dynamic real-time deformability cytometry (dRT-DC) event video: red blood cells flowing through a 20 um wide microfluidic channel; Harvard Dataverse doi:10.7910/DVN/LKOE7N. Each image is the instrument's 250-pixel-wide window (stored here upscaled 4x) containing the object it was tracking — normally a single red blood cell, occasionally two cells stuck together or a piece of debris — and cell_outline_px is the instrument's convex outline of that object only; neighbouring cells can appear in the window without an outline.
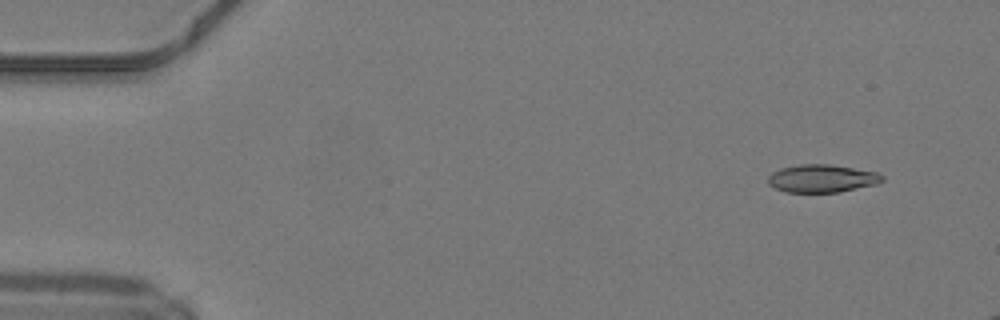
{"species": "common noctule bat (a hibernating species)", "species_latin": "Nyctalus noctula", "temperature_condition": "warm", "stored_images_in_passage": 11, "camera_frame_rate_fps": 3000, "um_per_image_px": 0.085, "animal": {"sex": "male", "body_mass_g": 19.2, "forearm_length_mm": 51.8}, "frame": {"image": 1, "passage_image": 1, "time_ms": 0.0, "image_size_px": [1000, 320], "cell_outline_px": [[884, 180], [876, 184], [840, 192], [784, 192], [768, 184], [768, 176], [772, 172], [780, 168], [800, 164], [832, 164], [876, 172], [884, 176]], "centroid_in_image_um": [69.85, 15.16], "position_along_channel_um": 15.1, "area_um2": 18.61}}